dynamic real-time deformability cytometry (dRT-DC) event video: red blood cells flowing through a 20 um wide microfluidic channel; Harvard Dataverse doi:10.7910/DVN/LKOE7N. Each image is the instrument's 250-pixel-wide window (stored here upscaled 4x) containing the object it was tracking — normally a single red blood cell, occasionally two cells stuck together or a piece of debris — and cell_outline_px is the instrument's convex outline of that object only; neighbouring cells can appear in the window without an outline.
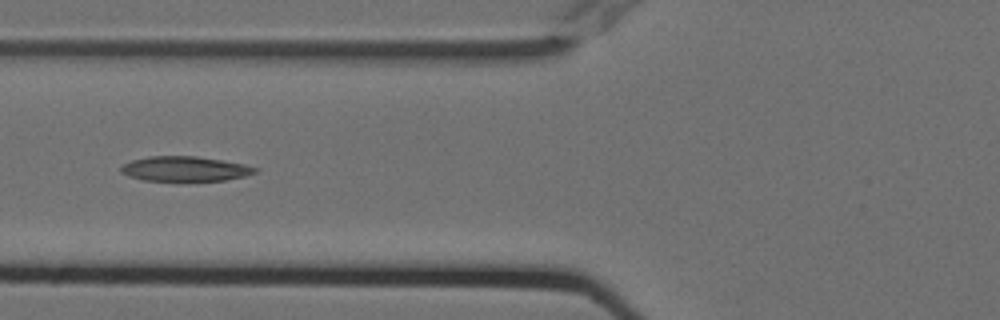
{"species": "Egyptian fruit bat (a non-hibernating species)", "species_latin": "Rousettus aegyptiacus", "temperature_condition": "cold", "stored_images_in_passage": 10, "camera_frame_rate_fps": 3000, "um_per_image_px": 0.085, "animal": {"sex": "female"}, "frame": {"image": 1, "passage_image": 5, "time_ms": 1.333, "image_size_px": [1000, 320], "cell_outline_px": [[260, 168], [256, 172], [244, 176], [224, 180], [144, 180], [128, 176], [120, 172], [120, 168], [124, 164], [132, 160], [148, 156], [196, 156], [244, 164]], "centroid_in_image_um": [15.71, 14.34], "position_along_channel_um": 110.1, "area_um2": 19.19}}
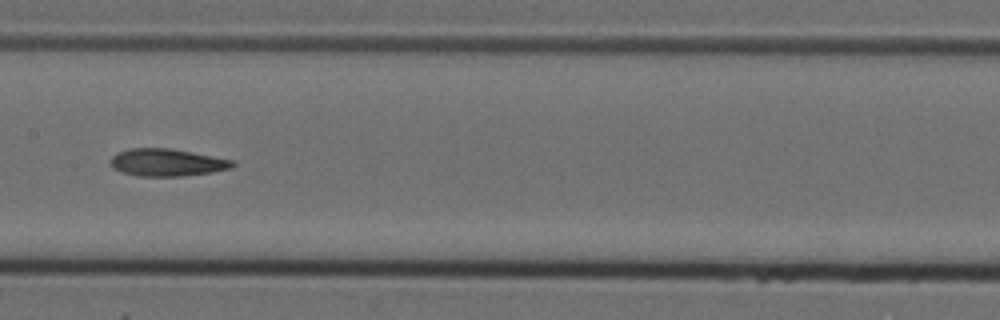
{"frame": {"image": 2, "passage_image": 7, "time_ms": 2.0, "image_size_px": [1000, 320], "cell_outline_px": [[236, 164], [232, 168], [212, 172], [180, 176], [136, 176], [120, 172], [112, 168], [108, 160], [116, 152], [128, 148], [172, 148], [236, 160]], "centroid_in_image_um": [14.17, 13.8], "position_along_channel_um": 193.2, "area_um2": 19.94}}
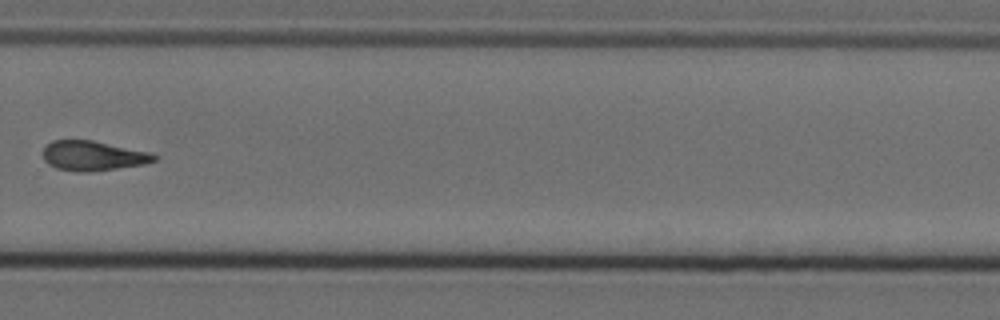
{"frame": {"image": 3, "passage_image": 10, "time_ms": 3.0, "image_size_px": [1000, 320], "cell_outline_px": [[160, 156], [156, 160], [144, 164], [88, 172], [76, 172], [56, 168], [48, 164], [44, 160], [40, 152], [44, 144], [52, 140], [92, 140], [148, 152]], "centroid_in_image_um": [7.82, 13.23], "position_along_channel_um": 322.0, "area_um2": 19.48}}